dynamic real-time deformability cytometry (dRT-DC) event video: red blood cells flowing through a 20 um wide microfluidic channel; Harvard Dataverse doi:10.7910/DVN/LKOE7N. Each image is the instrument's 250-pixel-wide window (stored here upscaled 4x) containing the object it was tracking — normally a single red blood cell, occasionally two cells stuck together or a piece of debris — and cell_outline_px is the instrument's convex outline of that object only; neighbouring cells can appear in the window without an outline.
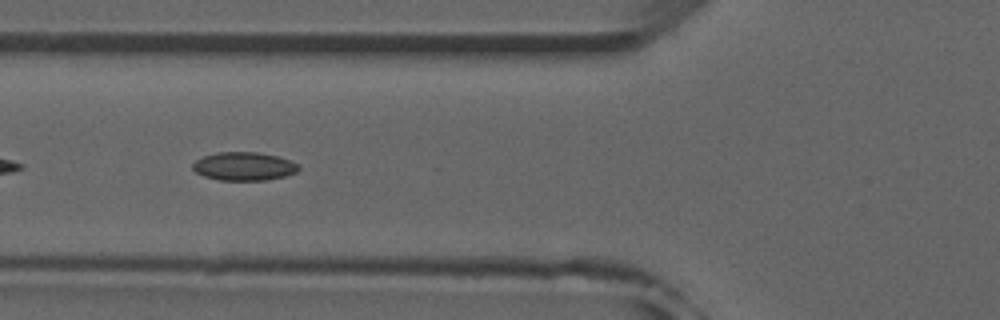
{"species": "common noctule bat (a hibernating species)", "species_latin": "Nyctalus noctula", "temperature_condition": "room temperature", "stored_images_in_passage": 32, "camera_frame_rate_fps": 3000, "um_per_image_px": 0.085, "animal": {"sex": "male", "forearm_length_mm": 52.5}, "frame": {"image": 1, "passage_image": 5, "time_ms": 1.333, "image_size_px": [1000, 320], "cell_outline_px": [[300, 168], [296, 172], [284, 176], [264, 180], [220, 180], [204, 176], [196, 172], [192, 168], [192, 164], [196, 160], [204, 156], [216, 152], [256, 152], [276, 156], [300, 164]], "centroid_in_image_um": [20.73, 14.13], "position_along_channel_um": 105.1, "area_um2": 17.4}}
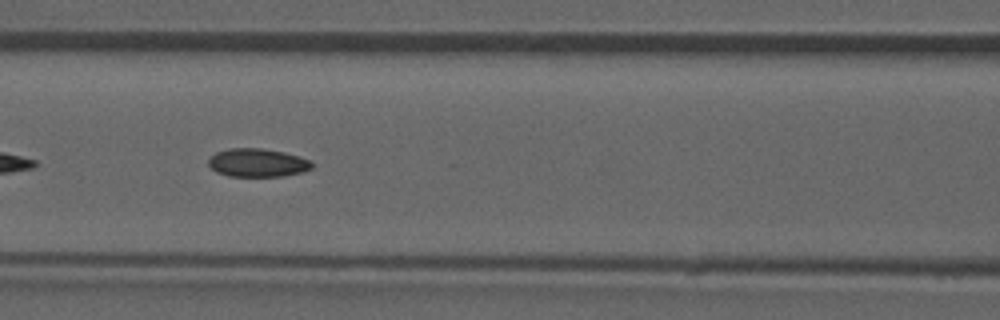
{"frame": {"image": 2, "passage_image": 8, "time_ms": 2.333, "image_size_px": [1000, 320], "cell_outline_px": [[316, 164], [312, 168], [304, 172], [284, 176], [228, 176], [216, 172], [208, 164], [208, 160], [216, 152], [228, 148], [260, 148], [284, 152], [300, 156], [312, 160]], "centroid_in_image_um": [21.95, 13.83], "position_along_channel_um": 144.7, "area_um2": 17.34}, "authors_computed_cell_mechanics": {"area_um2": 17.34, "velocity_mm_per_s": 3.9242, "shape_relaxation_time_tau1_ms": null, "shape_relaxation_time_tau2_ms": 4.3122, "deformation_change_tau1": null, "deformation_change_tau2": 0.0926}}